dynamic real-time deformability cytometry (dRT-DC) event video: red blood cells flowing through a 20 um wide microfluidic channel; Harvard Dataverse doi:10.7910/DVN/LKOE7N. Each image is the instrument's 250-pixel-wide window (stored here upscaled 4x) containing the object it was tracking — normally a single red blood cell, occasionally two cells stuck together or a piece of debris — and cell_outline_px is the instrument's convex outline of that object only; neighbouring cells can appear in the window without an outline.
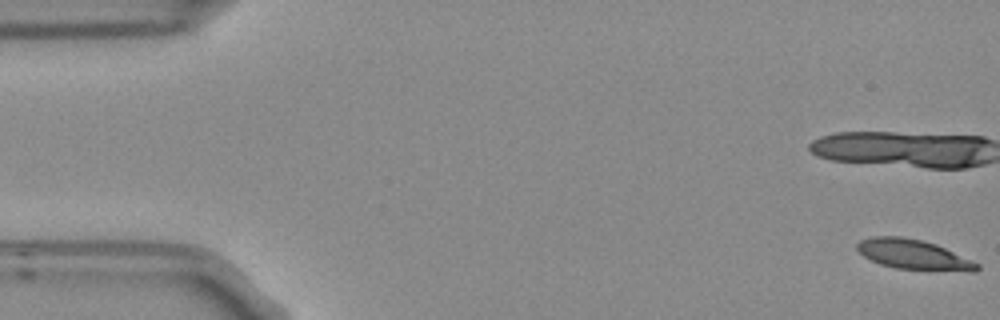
{"species": "Egyptian fruit bat (a non-hibernating species)", "species_latin": "Rousettus aegyptiacus", "temperature_condition": "room temperature", "stored_images_in_passage": 5, "camera_frame_rate_fps": 3000, "um_per_image_px": 0.085, "frame": {"image": 1, "passage_image": 1, "time_ms": 0.0, "image_size_px": [1000, 320], "cell_outline_px": [[980, 268], [976, 272], [972, 272], [896, 268], [880, 264], [864, 256], [856, 248], [856, 244], [860, 240], [872, 236], [900, 236], [920, 240], [936, 244], [972, 260], [980, 264]], "centroid_in_image_um": [77.67, 21.64], "position_along_channel_um": 7.3, "area_um2": 20.87}}